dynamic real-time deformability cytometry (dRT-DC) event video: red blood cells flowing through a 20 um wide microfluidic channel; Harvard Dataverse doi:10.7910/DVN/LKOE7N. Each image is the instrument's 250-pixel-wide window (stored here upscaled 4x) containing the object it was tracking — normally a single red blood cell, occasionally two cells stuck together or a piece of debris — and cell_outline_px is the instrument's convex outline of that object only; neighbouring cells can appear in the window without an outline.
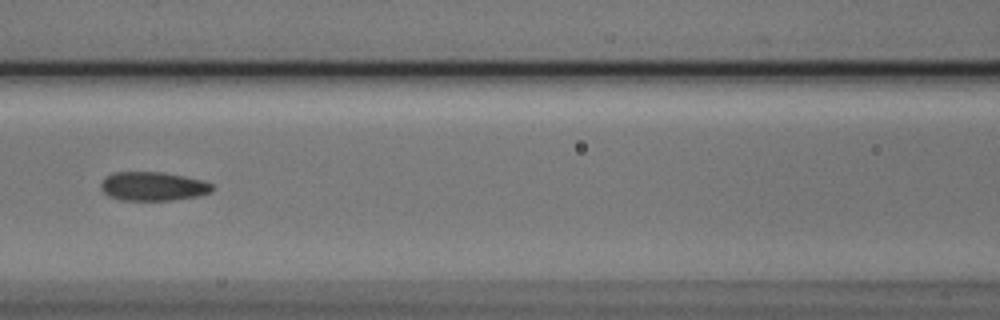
{"species": "Egyptian fruit bat (a non-hibernating species)", "species_latin": "Rousettus aegyptiacus", "temperature_condition": "cold", "stored_images_in_passage": 6, "camera_frame_rate_fps": 3000, "um_per_image_px": 0.085, "animal": {"sex": "male"}, "frame": {"image": 1, "passage_image": 6, "time_ms": 1.667, "image_size_px": [1000, 320], "cell_outline_px": [[216, 188], [212, 192], [196, 196], [172, 200], [120, 200], [108, 196], [100, 188], [100, 184], [104, 176], [112, 172], [164, 172], [204, 180], [212, 184]], "centroid_in_image_um": [13.0, 15.83], "position_along_channel_um": 153.6, "area_um2": 19.02}}